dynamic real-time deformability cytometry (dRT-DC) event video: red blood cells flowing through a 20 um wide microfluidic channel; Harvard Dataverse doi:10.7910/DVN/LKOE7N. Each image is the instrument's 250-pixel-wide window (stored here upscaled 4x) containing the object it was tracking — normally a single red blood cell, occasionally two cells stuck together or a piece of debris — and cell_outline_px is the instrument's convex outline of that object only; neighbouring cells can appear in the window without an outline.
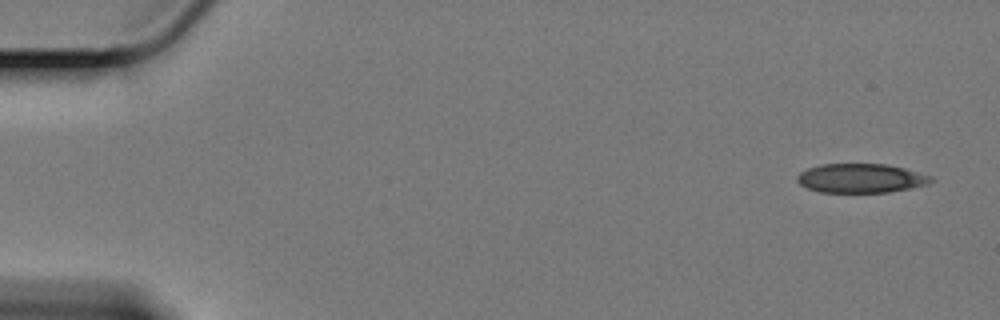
{"species": "Egyptian fruit bat (a non-hibernating species)", "species_latin": "Rousettus aegyptiacus", "temperature_condition": "cold", "stored_images_in_passage": 55, "camera_frame_rate_fps": 3000, "um_per_image_px": 0.085, "animal": {"sex": "female"}, "frame": {"image": 1, "passage_image": 1, "time_ms": 0.0, "image_size_px": [1000, 320], "cell_outline_px": [[936, 180], [928, 184], [912, 188], [888, 192], [820, 192], [808, 188], [800, 184], [796, 180], [796, 176], [800, 172], [808, 168], [820, 164], [884, 164], [904, 168], [932, 176]], "centroid_in_image_um": [73.19, 15.15], "position_along_channel_um": 11.8, "area_um2": 22.77}}
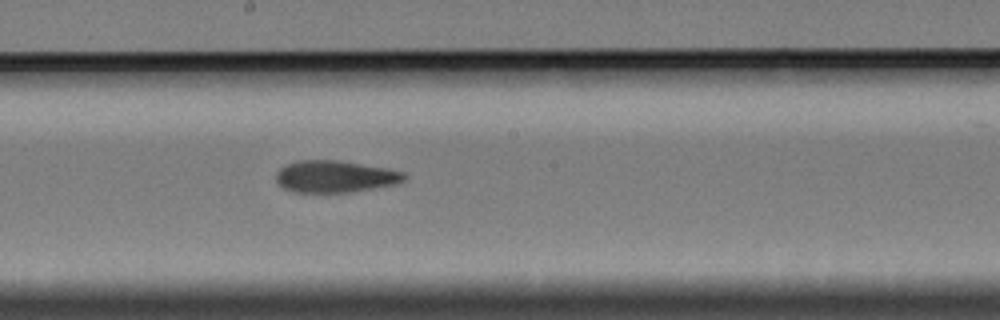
{"frame": {"image": 2, "passage_image": 31, "time_ms": 10.0, "image_size_px": [1000, 320], "cell_outline_px": [[408, 176], [404, 180], [396, 184], [348, 192], [296, 192], [284, 188], [276, 180], [276, 172], [280, 168], [296, 160], [340, 160], [388, 168], [404, 172]], "centroid_in_image_um": [28.5, 14.99], "position_along_channel_um": 219.7, "area_um2": 23.81}}
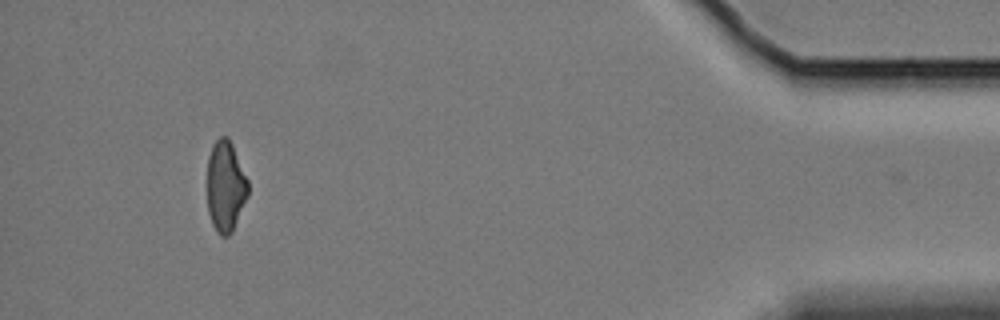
{"frame": {"image": 3, "passage_image": 54, "time_ms": 17.667, "image_size_px": [1000, 320], "cell_outline_px": [[248, 196], [232, 232], [228, 236], [220, 236], [216, 232], [212, 224], [208, 212], [208, 156], [212, 144], [220, 136], [228, 136], [232, 144], [248, 180]], "centroid_in_image_um": [19.17, 15.84], "position_along_channel_um": 416.0, "area_um2": 21.73}, "authors_computed_cell_mechanics": {"area_um2": 23.7558, "velocity_mm_per_s": 3.3482, "shape_relaxation_time_tau1_ms": null, "shape_relaxation_time_tau2_ms": 4.2225, "deformation_change_tau1": null, "deformation_change_tau2": 0.1221}}